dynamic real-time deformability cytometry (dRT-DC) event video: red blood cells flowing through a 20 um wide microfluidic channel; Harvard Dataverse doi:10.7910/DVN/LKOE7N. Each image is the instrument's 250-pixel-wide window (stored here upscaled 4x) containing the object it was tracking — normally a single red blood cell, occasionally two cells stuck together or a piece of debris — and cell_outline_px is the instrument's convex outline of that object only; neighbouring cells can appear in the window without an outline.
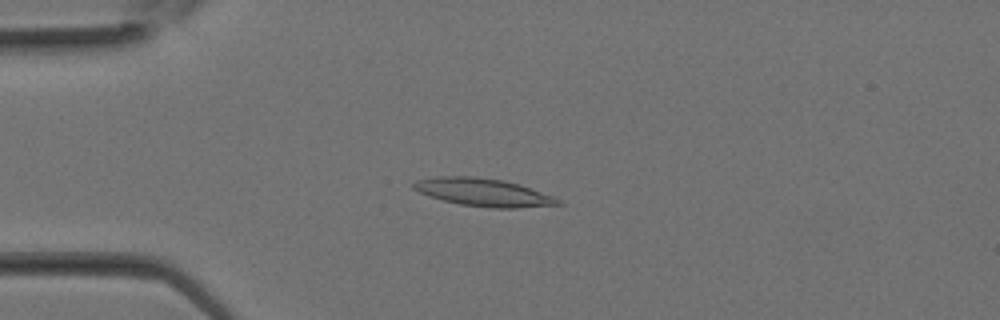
{"species": "Egyptian fruit bat (a non-hibernating species)", "species_latin": "Rousettus aegyptiacus", "temperature_condition": "room temperature", "stored_images_in_passage": 19, "camera_frame_rate_fps": 3000, "um_per_image_px": 0.085, "animal": {"sex": "female"}, "frame": {"image": 1, "passage_image": 8, "time_ms": 2.333, "image_size_px": [1000, 320], "cell_outline_px": [[564, 204], [516, 208], [492, 208], [460, 204], [444, 200], [420, 192], [412, 188], [412, 184], [416, 180], [436, 176], [476, 176], [504, 180], [520, 184], [552, 196], [560, 200]], "centroid_in_image_um": [41.09, 16.34], "position_along_channel_um": 43.9, "area_um2": 23.35}}
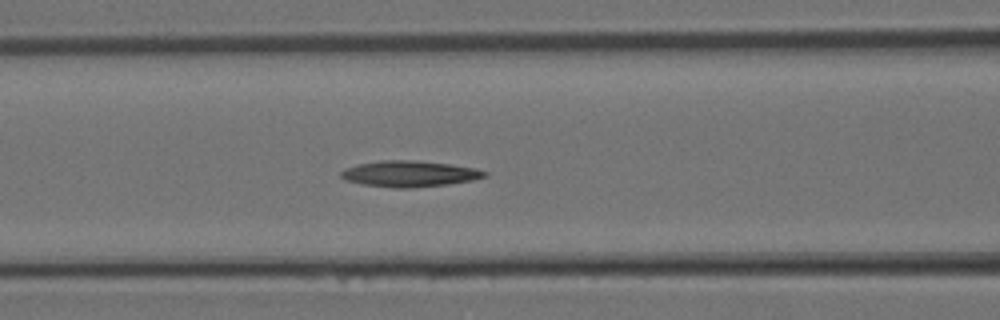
{"frame": {"image": 2, "passage_image": 13, "time_ms": 4.0, "image_size_px": [1000, 320], "cell_outline_px": [[488, 176], [472, 180], [448, 184], [412, 188], [396, 188], [364, 184], [344, 180], [340, 176], [340, 172], [344, 168], [356, 164], [380, 160], [412, 160], [448, 164], [476, 168], [488, 172]], "centroid_in_image_um": [34.78, 14.77], "position_along_channel_um": 131.8, "area_um2": 21.85}}
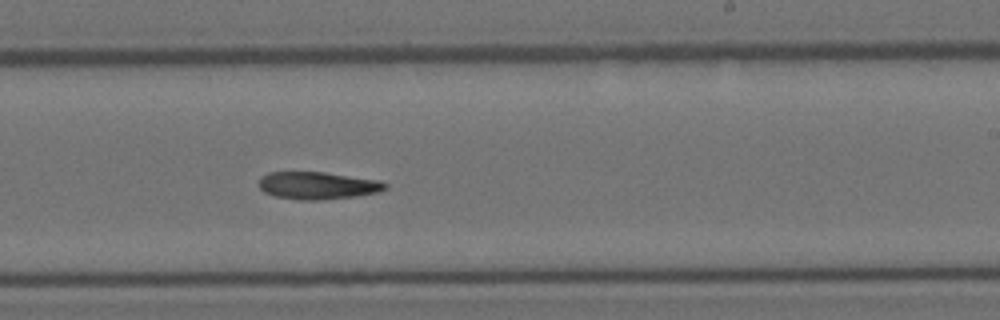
{"frame": {"image": 3, "passage_image": 19, "time_ms": 6.0, "image_size_px": [1000, 320], "cell_outline_px": [[388, 188], [380, 192], [356, 196], [320, 200], [300, 200], [276, 196], [264, 192], [260, 188], [260, 176], [268, 172], [324, 172], [380, 180], [388, 184]], "centroid_in_image_um": [27.04, 15.76], "position_along_channel_um": 262.0, "area_um2": 20.29}}